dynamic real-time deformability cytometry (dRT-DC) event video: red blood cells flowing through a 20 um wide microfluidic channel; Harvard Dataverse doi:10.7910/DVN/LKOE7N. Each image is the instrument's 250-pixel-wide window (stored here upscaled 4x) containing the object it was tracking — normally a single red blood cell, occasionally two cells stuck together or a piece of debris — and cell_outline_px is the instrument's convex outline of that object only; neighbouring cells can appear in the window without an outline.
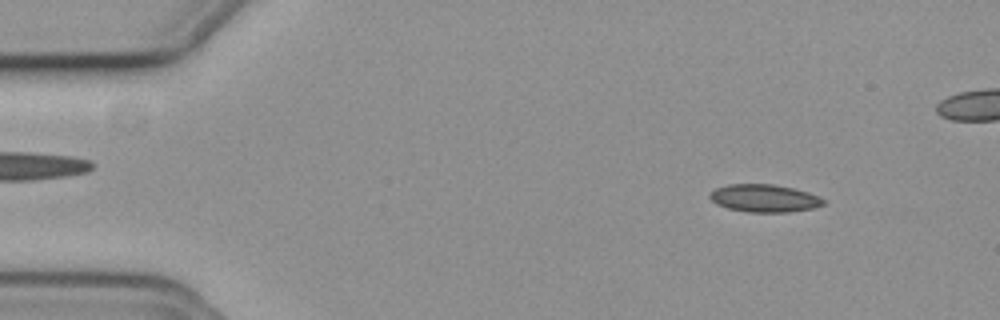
{"species": "common noctule bat (a hibernating species)", "species_latin": "Nyctalus noctula", "temperature_condition": "cold", "stored_images_in_passage": 50, "camera_frame_rate_fps": 3000, "um_per_image_px": 0.085, "animal": {"sex": "female", "body_mass_g": 19.3, "forearm_length_mm": 54.1}, "frame": {"image": 1, "passage_image": 6, "time_ms": 1.667, "image_size_px": [1000, 320], "cell_outline_px": [[824, 204], [812, 208], [788, 212], [748, 212], [728, 208], [716, 204], [708, 196], [716, 188], [728, 184], [772, 184], [792, 188], [808, 192], [820, 196], [824, 200]], "centroid_in_image_um": [64.96, 16.85], "position_along_channel_um": 20.0, "area_um2": 18.21}}
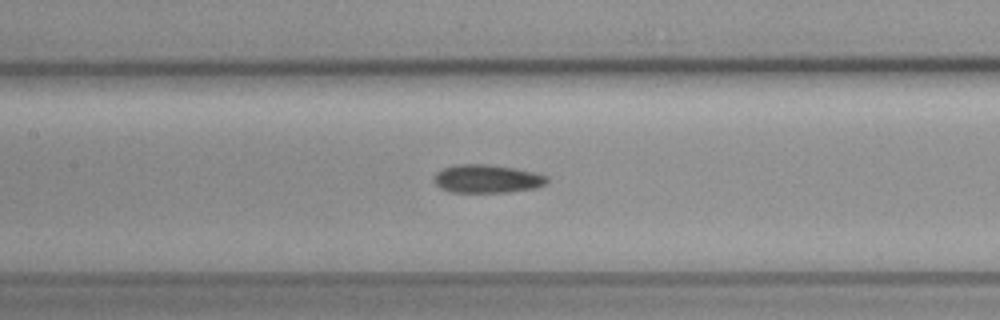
{"frame": {"image": 2, "passage_image": 25, "time_ms": 8.0, "image_size_px": [1000, 320], "cell_outline_px": [[548, 180], [544, 184], [536, 188], [508, 192], [452, 192], [440, 188], [432, 180], [432, 176], [436, 172], [444, 168], [456, 164], [488, 164], [516, 168], [548, 176]], "centroid_in_image_um": [41.36, 15.19], "position_along_channel_um": 166.0, "area_um2": 18.73}}
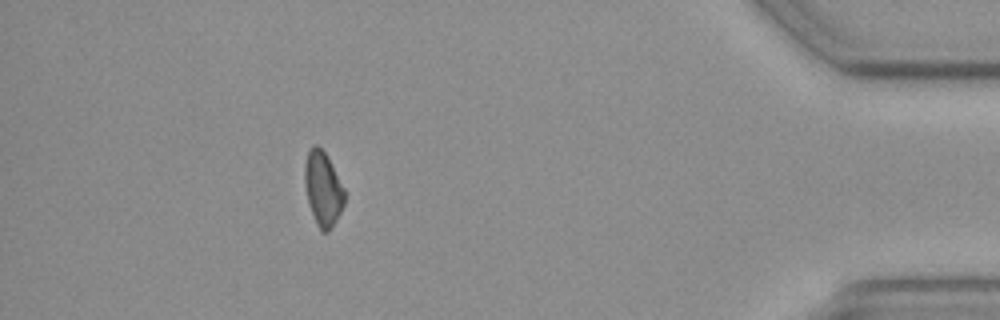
{"frame": {"image": 3, "passage_image": 49, "time_ms": 16.0, "image_size_px": [1000, 320], "cell_outline_px": [[344, 204], [336, 220], [328, 232], [320, 232], [316, 224], [308, 204], [304, 180], [304, 164], [308, 152], [316, 144], [324, 152], [344, 188]], "centroid_in_image_um": [27.43, 16.09], "position_along_channel_um": 407.8, "area_um2": 16.99}}